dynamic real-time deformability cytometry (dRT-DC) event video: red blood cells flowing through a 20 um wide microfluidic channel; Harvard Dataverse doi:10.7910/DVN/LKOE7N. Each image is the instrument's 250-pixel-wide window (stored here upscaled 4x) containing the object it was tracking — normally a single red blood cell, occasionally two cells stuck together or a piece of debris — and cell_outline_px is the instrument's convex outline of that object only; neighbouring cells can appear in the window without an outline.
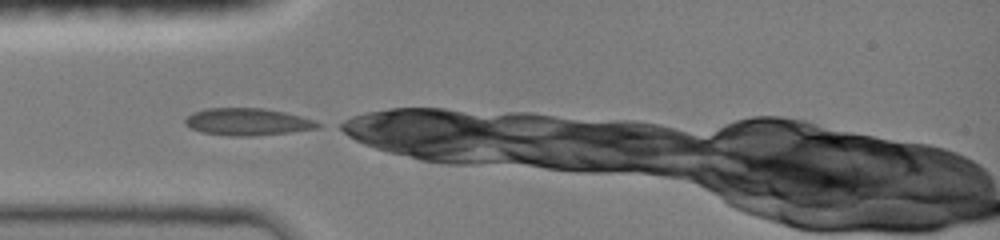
{"species": "common noctule bat (a hibernating species)", "species_latin": "Nyctalus noctula", "temperature_condition": "room temperature", "stored_images_in_passage": 33, "camera_frame_rate_fps": 3000, "um_per_image_px": 0.085, "animal": {"sex": "female", "body_mass_g": 19.0, "forearm_length_mm": 51.5}, "frame": {"image": 1, "passage_image": 1, "time_ms": 0.0, "image_size_px": [1000, 240], "cell_outline_px": [[324, 124], [320, 128], [288, 132], [252, 136], [232, 136], [200, 132], [184, 124], [184, 120], [192, 112], [204, 108], [264, 108], [284, 112], [316, 120]], "centroid_in_image_um": [21.05, 10.35], "position_along_channel_um": 63.9, "area_um2": 21.15}}
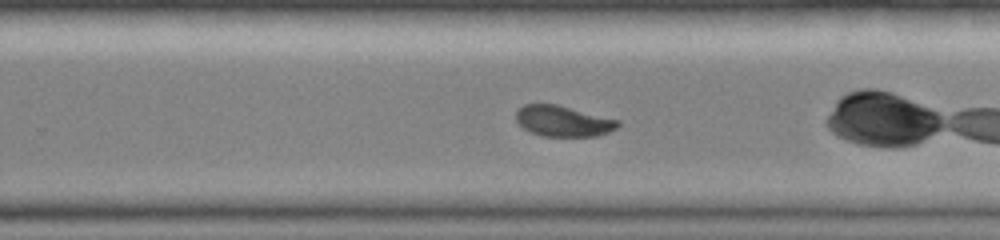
{"frame": {"image": 2, "passage_image": 13, "time_ms": 5.333, "image_size_px": [1000, 240], "cell_outline_px": [[620, 124], [616, 128], [608, 132], [596, 136], [544, 136], [532, 132], [524, 128], [516, 120], [516, 112], [524, 104], [556, 104], [620, 120]], "centroid_in_image_um": [47.88, 10.29], "position_along_channel_um": 281.9, "area_um2": 18.09}}